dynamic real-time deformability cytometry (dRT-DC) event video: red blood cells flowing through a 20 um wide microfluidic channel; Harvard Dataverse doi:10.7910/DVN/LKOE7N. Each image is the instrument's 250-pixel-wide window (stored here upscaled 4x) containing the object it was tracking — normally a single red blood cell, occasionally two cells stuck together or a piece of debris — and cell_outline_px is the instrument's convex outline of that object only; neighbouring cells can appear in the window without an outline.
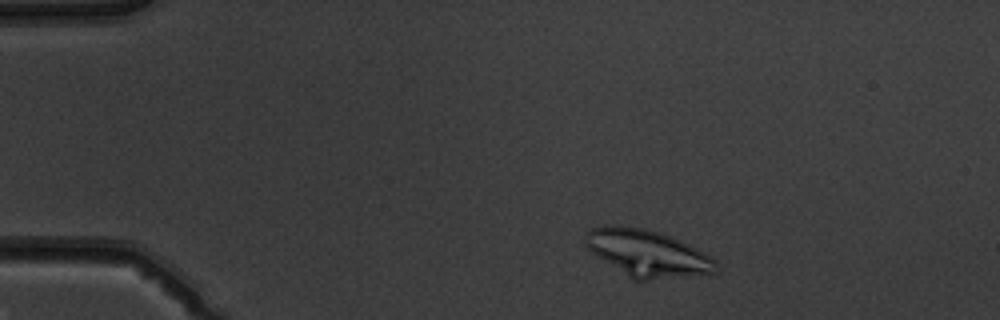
{"species": "common noctule bat (a hibernating species)", "species_latin": "Nyctalus noctula", "temperature_condition": "warm", "stored_images_in_passage": 47, "camera_frame_rate_fps": 3000, "um_per_image_px": 0.085, "animal": {"sex": "male", "body_mass_g": 19.5, "forearm_length_mm": 54.6}, "frame": {"image": 1, "passage_image": 4, "time_ms": 1.0, "image_size_px": [1000, 320], "cell_outline_px": [[720, 268], [716, 272], [648, 280], [632, 280], [592, 252], [584, 244], [584, 236], [592, 228], [604, 224], [616, 224], [644, 228], [680, 240], [712, 256], [716, 260]], "centroid_in_image_um": [55.01, 21.51], "position_along_channel_um": 30.0, "area_um2": 35.55}}
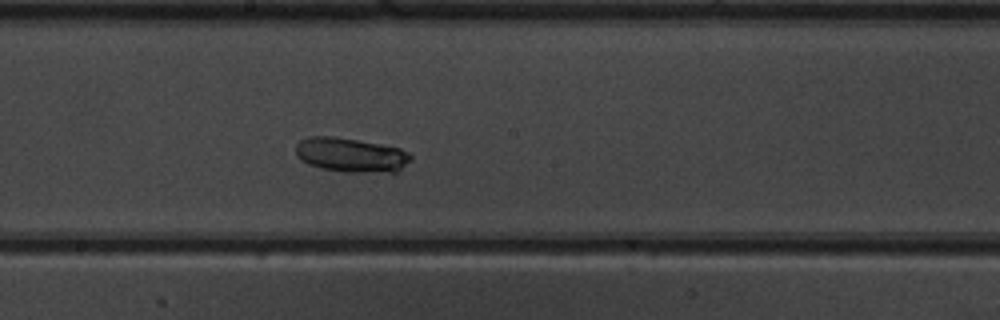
{"frame": {"image": 2, "passage_image": 24, "time_ms": 7.667, "image_size_px": [1000, 320], "cell_outline_px": [[412, 160], [396, 172], [344, 172], [320, 168], [308, 164], [300, 160], [296, 156], [296, 144], [300, 140], [308, 136], [332, 136], [380, 144], [400, 148], [408, 152], [412, 156]], "centroid_in_image_um": [29.81, 13.17], "position_along_channel_um": 218.4, "area_um2": 23.18}}
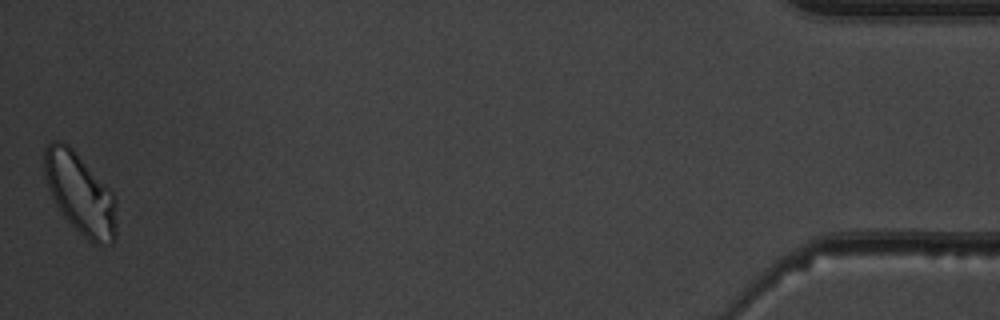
{"frame": {"image": 3, "passage_image": 47, "time_ms": 15.333, "image_size_px": [1000, 320], "cell_outline_px": [[116, 240], [112, 244], [96, 244], [88, 240], [64, 216], [56, 204], [52, 196], [44, 176], [44, 144], [52, 140], [64, 140], [72, 148], [112, 192], [116, 200]], "centroid_in_image_um": [6.8, 16.43], "position_along_channel_um": 428.4, "area_um2": 33.93}}